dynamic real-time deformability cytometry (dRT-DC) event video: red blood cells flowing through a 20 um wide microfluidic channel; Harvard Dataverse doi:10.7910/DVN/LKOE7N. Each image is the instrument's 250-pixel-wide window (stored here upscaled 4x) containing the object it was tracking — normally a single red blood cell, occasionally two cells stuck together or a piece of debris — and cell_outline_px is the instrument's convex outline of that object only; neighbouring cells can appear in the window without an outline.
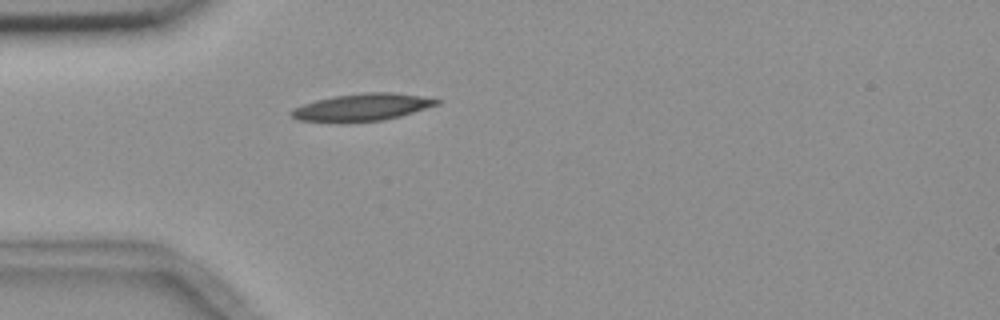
{"species": "common noctule bat (a hibernating species)", "species_latin": "Nyctalus noctula", "temperature_condition": "room temperature", "stored_images_in_passage": 2, "camera_frame_rate_fps": 3000, "um_per_image_px": 0.085, "animal": {"sex": "female", "body_mass_g": 18.4}, "frame": {"image": 1, "passage_image": 2, "time_ms": 1.0, "image_size_px": [1000, 320], "cell_outline_px": [[440, 104], [400, 116], [384, 120], [348, 124], [336, 124], [296, 120], [288, 112], [292, 108], [316, 100], [332, 96], [364, 92], [392, 92], [420, 96], [440, 100]], "centroid_in_image_um": [30.69, 9.15], "position_along_channel_um": 54.3, "area_um2": 23.81}}